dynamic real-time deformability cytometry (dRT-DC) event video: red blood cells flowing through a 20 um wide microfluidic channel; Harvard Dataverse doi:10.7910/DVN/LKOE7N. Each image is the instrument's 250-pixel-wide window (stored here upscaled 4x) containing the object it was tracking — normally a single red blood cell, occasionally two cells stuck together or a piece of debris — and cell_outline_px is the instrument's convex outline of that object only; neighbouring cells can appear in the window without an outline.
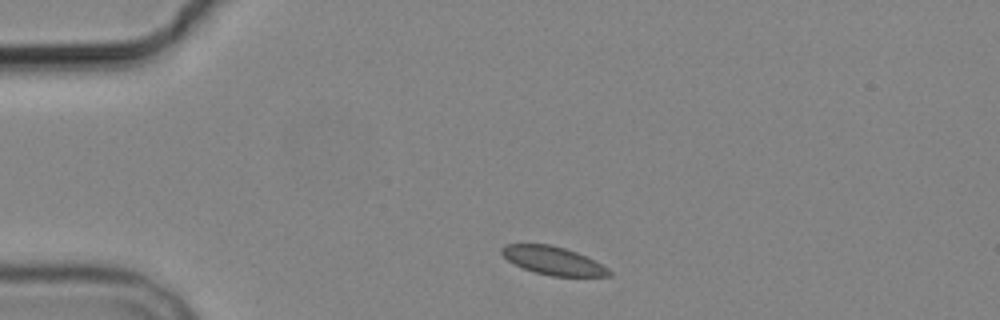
{"species": "common noctule bat (a hibernating species)", "species_latin": "Nyctalus noctula", "temperature_condition": "cold", "stored_images_in_passage": 2, "camera_frame_rate_fps": 3000, "um_per_image_px": 0.085, "animal": {"sex": "male", "body_mass_g": 19.2, "forearm_length_mm": 51.8}, "frame": {"image": 1, "passage_image": 1, "time_ms": 0.0, "image_size_px": [1000, 320], "cell_outline_px": [[612, 276], [552, 276], [536, 272], [524, 268], [508, 260], [500, 252], [500, 248], [504, 244], [548, 244], [564, 248], [576, 252], [608, 268], [612, 272]], "centroid_in_image_um": [46.99, 22.15], "position_along_channel_um": 38.0, "area_um2": 17.34}}